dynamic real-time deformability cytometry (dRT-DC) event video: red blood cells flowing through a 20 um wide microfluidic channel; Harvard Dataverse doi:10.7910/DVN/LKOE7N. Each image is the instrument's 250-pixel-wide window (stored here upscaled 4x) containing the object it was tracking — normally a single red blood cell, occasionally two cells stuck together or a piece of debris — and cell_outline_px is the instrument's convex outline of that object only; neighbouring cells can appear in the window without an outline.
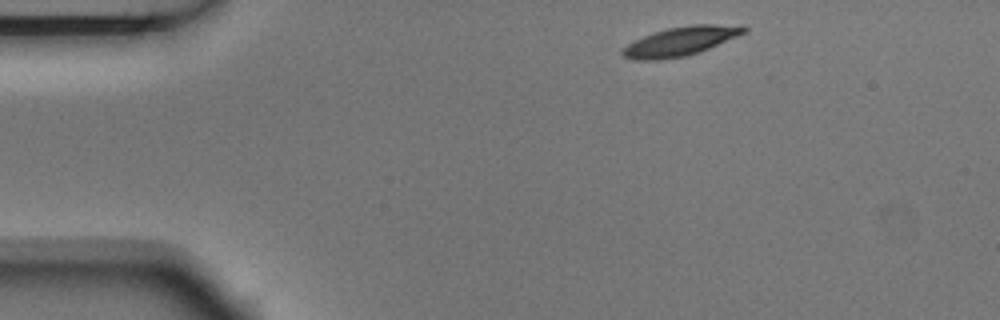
{"species": "Egyptian fruit bat (a non-hibernating species)", "species_latin": "Rousettus aegyptiacus", "temperature_condition": "room temperature", "stored_images_in_passage": 4, "segment_of_instrument_passage": [1, 2], "camera_frame_rate_fps": 3000, "um_per_image_px": 0.085, "animal": {"sex": "male"}, "frame": {"image": 1, "passage_image": 1, "time_ms": 0.0, "image_size_px": [1000, 320], "cell_outline_px": [[748, 32], [700, 52], [684, 56], [660, 60], [632, 60], [624, 56], [620, 52], [632, 40], [652, 32], [668, 28], [692, 24], [744, 24], [748, 28]], "centroid_in_image_um": [57.89, 3.49], "position_along_channel_um": 27.1, "area_um2": 20.98}}